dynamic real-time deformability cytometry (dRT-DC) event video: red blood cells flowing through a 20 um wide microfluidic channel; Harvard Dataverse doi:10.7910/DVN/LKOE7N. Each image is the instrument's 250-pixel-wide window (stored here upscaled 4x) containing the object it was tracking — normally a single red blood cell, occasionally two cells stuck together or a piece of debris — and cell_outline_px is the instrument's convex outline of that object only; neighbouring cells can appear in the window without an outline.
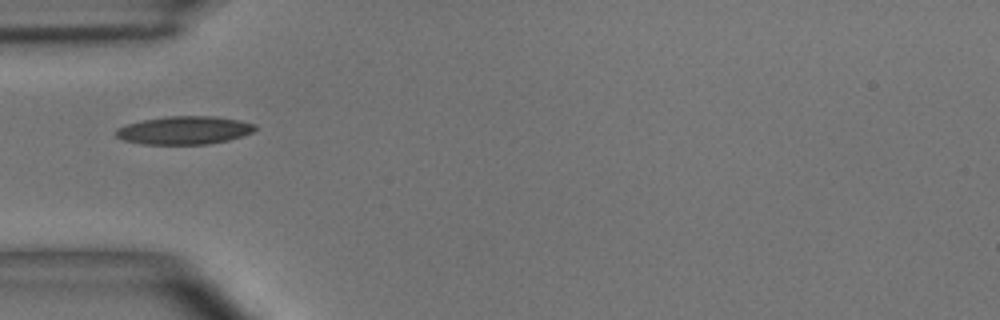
{"species": "common noctule bat (a hibernating species)", "species_latin": "Nyctalus noctula", "temperature_condition": "room temperature", "stored_images_in_passage": 7, "camera_frame_rate_fps": 3000, "um_per_image_px": 0.085, "animal": {"sex": "male", "body_mass_g": 15.6}, "frame": {"image": 1, "passage_image": 4, "time_ms": 4.333, "image_size_px": [1000, 320], "cell_outline_px": [[256, 128], [252, 132], [228, 140], [208, 144], [144, 144], [124, 140], [116, 136], [116, 128], [128, 124], [144, 120], [164, 116], [212, 116], [240, 120], [256, 124]], "centroid_in_image_um": [15.67, 11.07], "position_along_channel_um": 69.3, "area_um2": 22.66}}
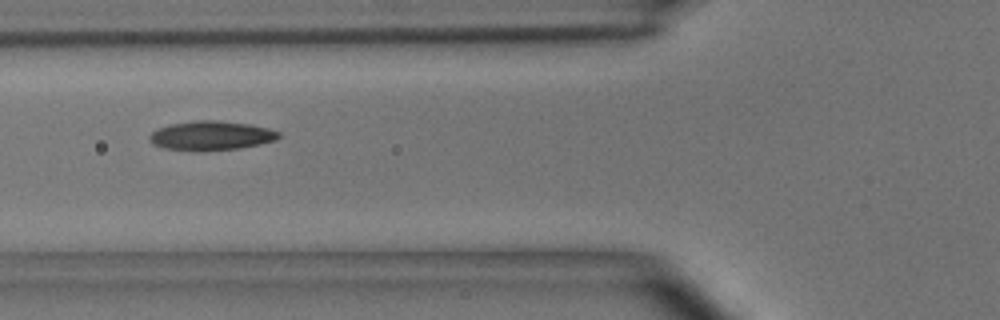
{"frame": {"image": 2, "passage_image": 5, "time_ms": 5.333, "image_size_px": [1000, 320], "cell_outline_px": [[280, 136], [276, 140], [260, 144], [240, 148], [164, 148], [152, 144], [148, 140], [148, 136], [156, 128], [168, 124], [196, 120], [220, 120], [248, 124], [268, 128], [280, 132]], "centroid_in_image_um": [17.94, 11.47], "position_along_channel_um": 107.9, "area_um2": 21.33}}
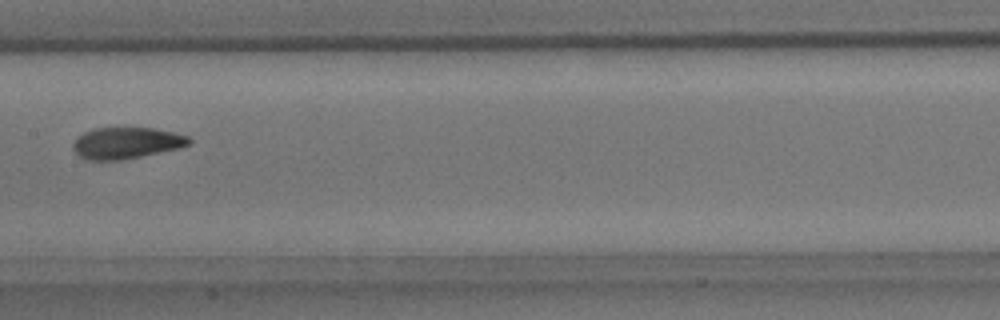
{"frame": {"image": 3, "passage_image": 7, "time_ms": 7.667, "image_size_px": [1000, 320], "cell_outline_px": [[192, 140], [188, 144], [176, 148], [140, 156], [120, 160], [88, 160], [80, 156], [72, 148], [72, 144], [84, 132], [96, 128], [152, 128], [176, 132], [188, 136]], "centroid_in_image_um": [10.73, 12.14], "position_along_channel_um": 196.7, "area_um2": 20.87}}